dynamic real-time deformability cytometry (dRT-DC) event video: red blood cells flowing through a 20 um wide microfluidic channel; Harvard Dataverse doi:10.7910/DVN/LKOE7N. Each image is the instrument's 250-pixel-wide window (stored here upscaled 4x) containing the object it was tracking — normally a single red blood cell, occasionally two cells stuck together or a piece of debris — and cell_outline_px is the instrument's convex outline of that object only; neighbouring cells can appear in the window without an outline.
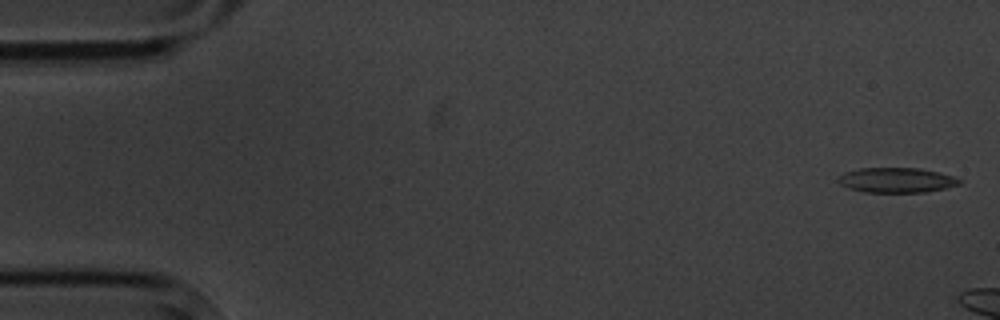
{"species": "common noctule bat (a hibernating species)", "species_latin": "Nyctalus noctula", "temperature_condition": "cold", "stored_images_in_passage": 4, "camera_frame_rate_fps": 3000, "um_per_image_px": 0.085, "animal": {"sex": "male", "body_mass_g": 20.1, "forearm_length_mm": 53.5}, "frame": {"image": 1, "passage_image": 1, "time_ms": 0.0, "image_size_px": [1000, 320], "cell_outline_px": [[960, 184], [944, 188], [924, 192], [864, 192], [848, 188], [840, 184], [836, 180], [844, 172], [860, 168], [920, 168], [940, 172], [952, 176], [960, 180]], "centroid_in_image_um": [76.17, 15.3], "position_along_channel_um": 8.8, "area_um2": 17.57}}